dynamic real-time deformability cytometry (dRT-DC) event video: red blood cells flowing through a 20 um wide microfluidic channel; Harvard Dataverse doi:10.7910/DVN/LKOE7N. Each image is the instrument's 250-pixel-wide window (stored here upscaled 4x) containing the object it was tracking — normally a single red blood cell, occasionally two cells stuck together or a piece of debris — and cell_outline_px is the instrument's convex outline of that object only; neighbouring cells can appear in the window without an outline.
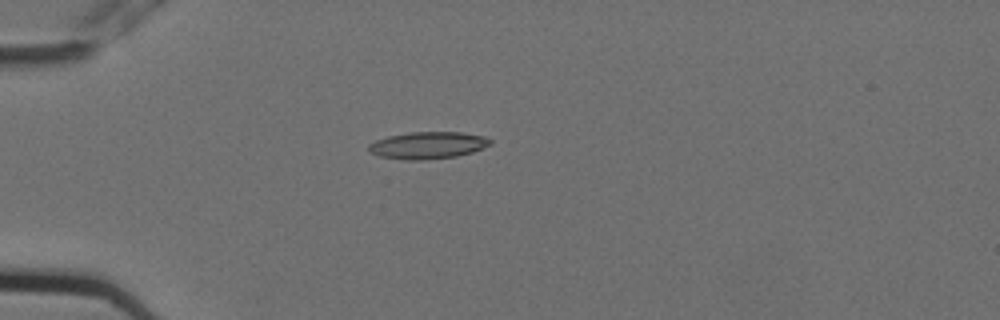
{"species": "Egyptian fruit bat (a non-hibernating species)", "species_latin": "Rousettus aegyptiacus", "temperature_condition": "cold", "stored_images_in_passage": 3, "camera_frame_rate_fps": 3000, "um_per_image_px": 0.085, "animal": {"sex": "female"}, "frame": {"image": 1, "passage_image": 1, "time_ms": 0.0, "image_size_px": [1000, 320], "cell_outline_px": [[492, 144], [472, 152], [456, 156], [424, 160], [404, 160], [380, 156], [372, 152], [368, 148], [368, 144], [376, 140], [388, 136], [412, 132], [460, 132], [488, 136], [492, 140]], "centroid_in_image_um": [36.41, 12.34], "position_along_channel_um": 48.6, "area_um2": 19.19}}
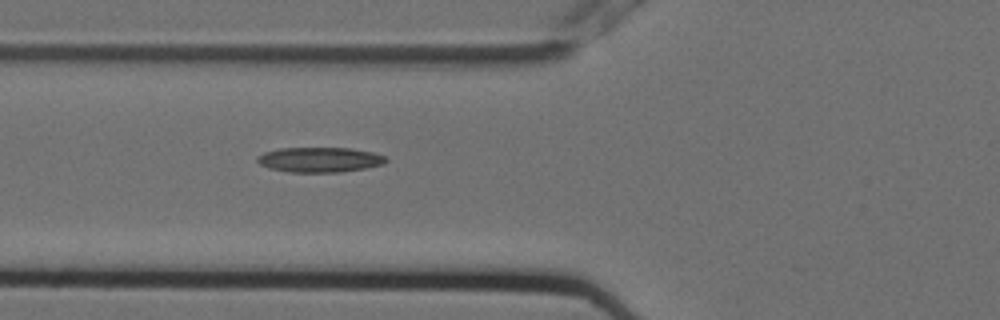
{"frame": {"image": 2, "passage_image": 3, "time_ms": 0.667, "image_size_px": [1000, 320], "cell_outline_px": [[388, 160], [384, 164], [368, 168], [340, 172], [288, 172], [268, 168], [260, 164], [256, 160], [256, 156], [264, 152], [280, 148], [352, 148], [372, 152], [384, 156]], "centroid_in_image_um": [27.16, 13.58], "position_along_channel_um": 98.6, "area_um2": 18.9}}